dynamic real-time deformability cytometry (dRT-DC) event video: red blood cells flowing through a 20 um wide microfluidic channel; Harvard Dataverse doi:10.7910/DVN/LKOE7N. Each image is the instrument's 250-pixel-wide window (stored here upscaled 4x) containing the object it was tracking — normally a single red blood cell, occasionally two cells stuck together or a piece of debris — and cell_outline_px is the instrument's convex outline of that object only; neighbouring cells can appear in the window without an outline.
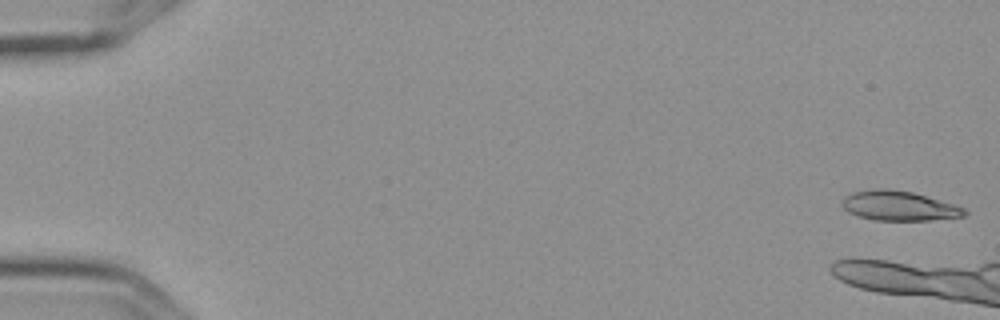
{"species": "Egyptian fruit bat (a non-hibernating species)", "species_latin": "Rousettus aegyptiacus", "temperature_condition": "cold", "stored_images_in_passage": 9, "camera_frame_rate_fps": 3000, "um_per_image_px": 0.085, "frame": {"image": 1, "passage_image": 1, "time_ms": 0.0, "image_size_px": [1000, 320], "cell_outline_px": [[968, 212], [964, 216], [928, 220], [876, 220], [860, 216], [848, 212], [840, 204], [844, 196], [852, 192], [880, 188], [888, 188], [912, 192], [952, 204], [964, 208]], "centroid_in_image_um": [76.37, 17.49], "position_along_channel_um": 8.6, "area_um2": 20.92}}